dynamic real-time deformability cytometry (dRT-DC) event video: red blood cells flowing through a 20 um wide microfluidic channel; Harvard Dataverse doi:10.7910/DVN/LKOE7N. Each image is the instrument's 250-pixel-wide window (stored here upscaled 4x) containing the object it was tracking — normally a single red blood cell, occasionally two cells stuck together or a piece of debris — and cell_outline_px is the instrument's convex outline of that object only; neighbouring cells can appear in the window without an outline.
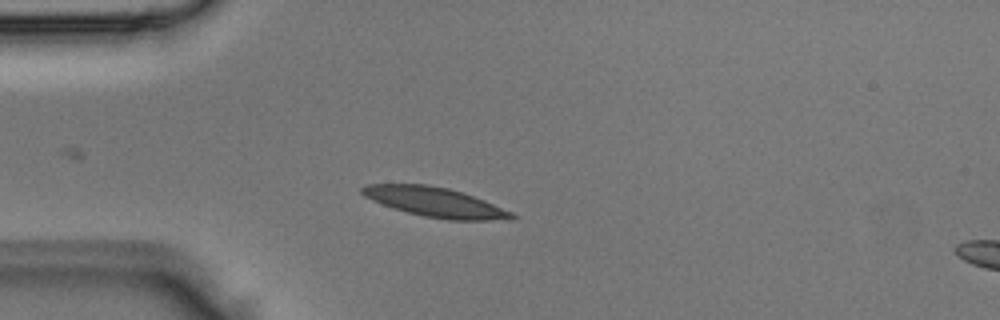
{"species": "Egyptian fruit bat (a non-hibernating species)", "species_latin": "Rousettus aegyptiacus", "temperature_condition": "room temperature", "stored_images_in_passage": 2, "camera_frame_rate_fps": 3000, "um_per_image_px": 0.085, "animal": {"sex": "male"}, "frame": {"image": 1, "passage_image": 2, "time_ms": 0.333, "image_size_px": [1000, 320], "cell_outline_px": [[516, 216], [512, 220], [448, 220], [424, 216], [392, 208], [372, 200], [364, 196], [360, 192], [360, 188], [368, 184], [428, 184], [448, 188], [484, 200], [512, 212]], "centroid_in_image_um": [36.97, 17.18], "position_along_channel_um": 48.0, "area_um2": 25.66}}